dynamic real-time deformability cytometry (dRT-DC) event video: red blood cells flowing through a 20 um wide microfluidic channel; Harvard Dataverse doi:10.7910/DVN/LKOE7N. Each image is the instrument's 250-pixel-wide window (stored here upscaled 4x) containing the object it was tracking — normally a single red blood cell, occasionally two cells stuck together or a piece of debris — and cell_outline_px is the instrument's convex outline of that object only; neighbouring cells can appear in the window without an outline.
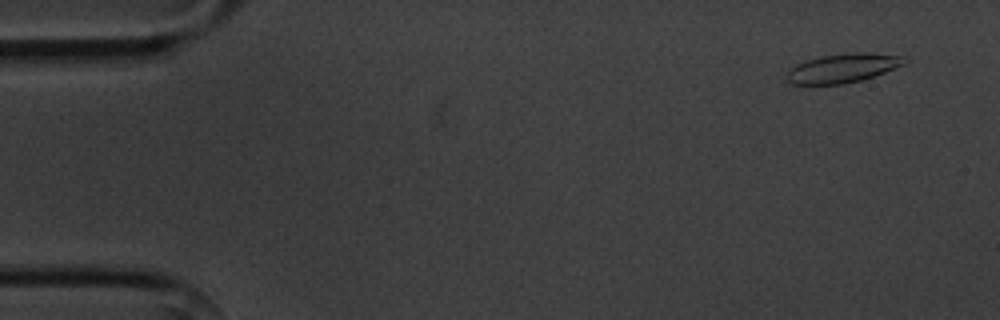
{"species": "common noctule bat (a hibernating species)", "species_latin": "Nyctalus noctula", "temperature_condition": "cold", "stored_images_in_passage": 6, "camera_frame_rate_fps": 3000, "um_per_image_px": 0.085, "animal": {"sex": "male", "body_mass_g": 20.1, "forearm_length_mm": 53.5}, "frame": {"image": 1, "passage_image": 2, "time_ms": 1.0, "image_size_px": [1000, 320], "cell_outline_px": [[908, 60], [904, 64], [884, 72], [860, 80], [844, 84], [792, 84], [784, 76], [796, 64], [820, 56], [848, 52], [868, 52], [908, 56]], "centroid_in_image_um": [71.67, 5.77], "position_along_channel_um": 13.3, "area_um2": 19.94}}